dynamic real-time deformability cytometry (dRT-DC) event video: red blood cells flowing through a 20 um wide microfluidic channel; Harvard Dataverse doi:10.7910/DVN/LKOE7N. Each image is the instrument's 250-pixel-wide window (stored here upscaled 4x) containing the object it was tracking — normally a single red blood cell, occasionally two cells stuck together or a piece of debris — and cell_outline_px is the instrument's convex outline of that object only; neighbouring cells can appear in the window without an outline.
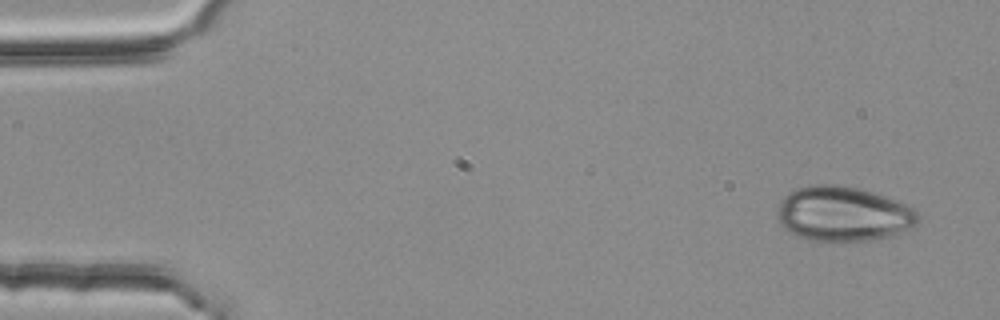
{"species": "common noctule bat (a hibernating species)", "species_latin": "Nyctalus noctula", "temperature_condition": "room temperature", "stored_images_in_passage": 4, "camera_frame_rate_fps": 3000, "um_per_image_px": 0.085, "animal": {"sex": "female", "body_mass_g": 25.1}, "frame": {"image": 1, "passage_image": 1, "time_ms": 0.0, "image_size_px": [1000, 320], "cell_outline_px": [[920, 220], [916, 224], [888, 236], [872, 240], [808, 240], [796, 236], [788, 232], [780, 224], [776, 216], [776, 212], [780, 200], [788, 192], [796, 188], [808, 184], [840, 184], [872, 192], [908, 204], [920, 216]], "centroid_in_image_um": [71.6, 18.15], "position_along_channel_um": 13.4, "area_um2": 45.03}}